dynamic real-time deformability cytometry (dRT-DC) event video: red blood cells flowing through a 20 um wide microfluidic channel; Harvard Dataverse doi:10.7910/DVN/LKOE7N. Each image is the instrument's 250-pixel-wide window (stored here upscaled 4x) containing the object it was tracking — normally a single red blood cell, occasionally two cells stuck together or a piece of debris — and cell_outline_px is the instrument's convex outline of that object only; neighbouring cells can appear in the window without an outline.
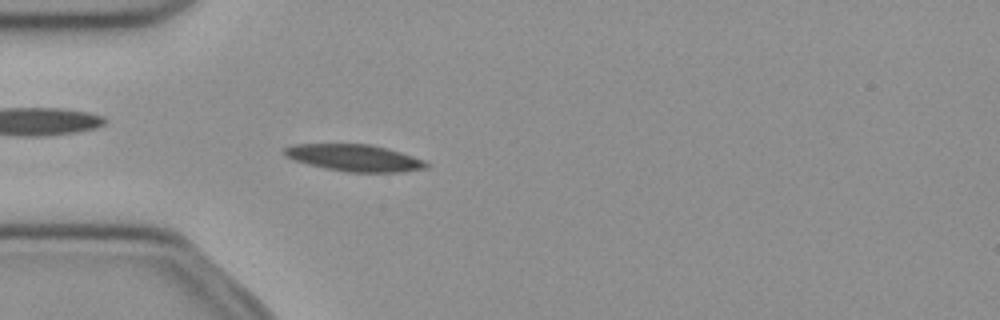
{"species": "common noctule bat (a hibernating species)", "species_latin": "Nyctalus noctula", "temperature_condition": "cold", "stored_images_in_passage": 50, "camera_frame_rate_fps": 3000, "um_per_image_px": 0.085, "animal": {"sex": "female", "body_mass_g": 21.9}, "frame": {"image": 1, "passage_image": 13, "time_ms": 4.0, "image_size_px": [1000, 320], "cell_outline_px": [[428, 168], [400, 172], [344, 172], [324, 168], [292, 160], [284, 156], [280, 152], [284, 148], [292, 144], [368, 144], [400, 152], [424, 160], [428, 164]], "centroid_in_image_um": [30.05, 13.42], "position_along_channel_um": 55.0, "area_um2": 22.25}}
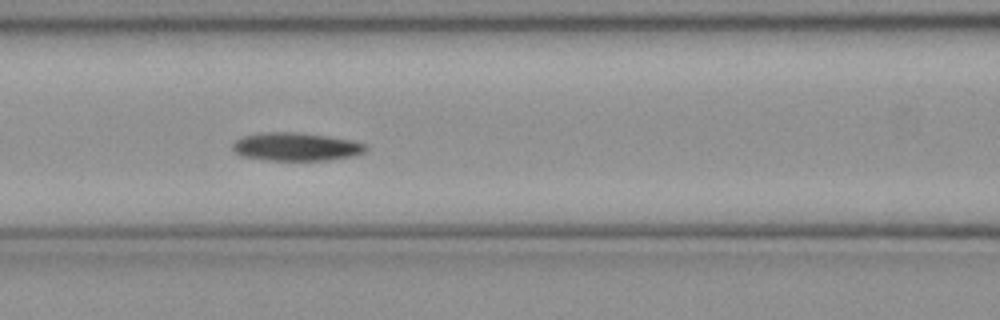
{"frame": {"image": 2, "passage_image": 20, "time_ms": 6.333, "image_size_px": [1000, 320], "cell_outline_px": [[368, 148], [364, 152], [352, 156], [328, 160], [268, 160], [240, 156], [232, 152], [232, 144], [236, 140], [244, 136], [260, 132], [300, 132], [328, 136], [352, 140], [364, 144]], "centroid_in_image_um": [25.12, 12.47], "position_along_channel_um": 141.5, "area_um2": 22.02}}
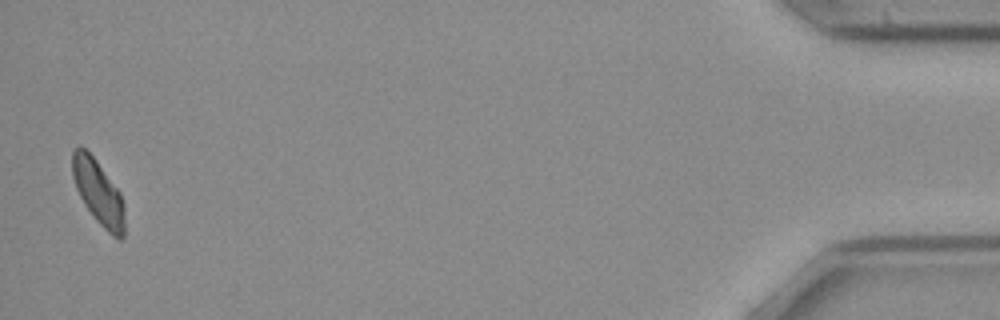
{"frame": {"image": 3, "passage_image": 49, "time_ms": 16.0, "image_size_px": [1000, 320], "cell_outline_px": [[124, 236], [120, 240], [112, 236], [96, 220], [84, 204], [76, 188], [72, 176], [72, 152], [80, 144], [96, 160], [120, 192], [124, 204]], "centroid_in_image_um": [8.36, 16.36], "position_along_channel_um": 426.8, "area_um2": 19.59}}